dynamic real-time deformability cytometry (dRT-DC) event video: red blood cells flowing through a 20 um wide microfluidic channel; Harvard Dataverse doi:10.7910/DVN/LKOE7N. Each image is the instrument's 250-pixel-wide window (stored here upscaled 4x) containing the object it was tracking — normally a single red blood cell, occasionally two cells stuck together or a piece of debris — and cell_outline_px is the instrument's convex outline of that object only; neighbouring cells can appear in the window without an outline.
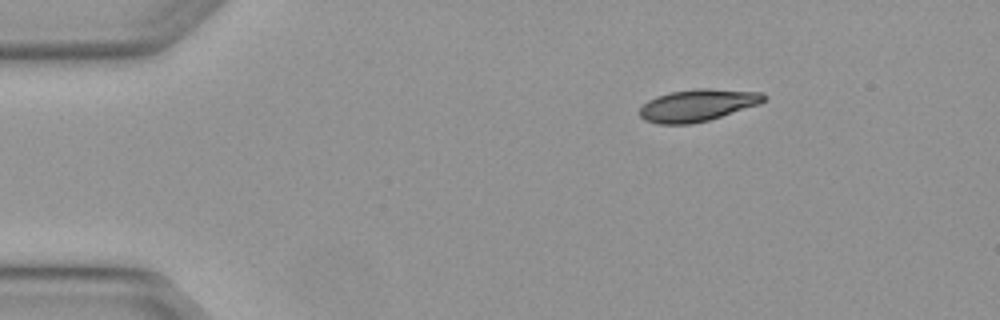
{"species": "Egyptian fruit bat (a non-hibernating species)", "species_latin": "Rousettus aegyptiacus", "temperature_condition": "warm", "stored_images_in_passage": 3, "camera_frame_rate_fps": 3000, "um_per_image_px": 0.085, "animal": {"sex": "female"}, "frame": {"image": 1, "passage_image": 1, "time_ms": 0.0, "image_size_px": [1000, 320], "cell_outline_px": [[768, 96], [760, 104], [708, 120], [692, 124], [656, 124], [644, 120], [640, 116], [640, 108], [648, 100], [656, 96], [668, 92], [696, 88], [708, 88], [764, 92]], "centroid_in_image_um": [59.3, 8.94], "position_along_channel_um": 25.7, "area_um2": 23.41}}
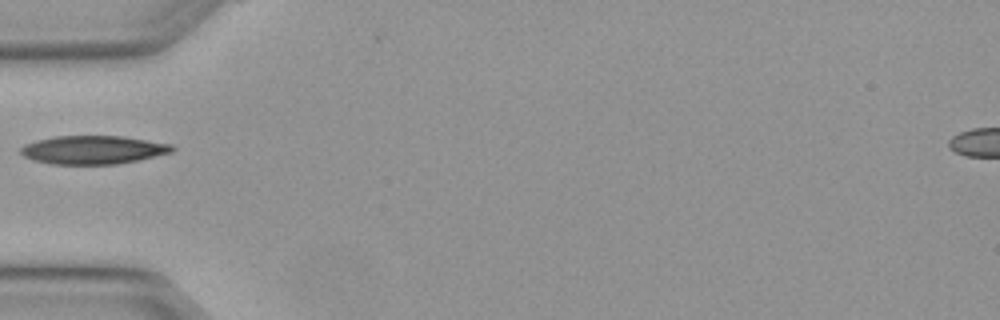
{"frame": {"image": 2, "passage_image": 3, "time_ms": 0.667, "image_size_px": [1000, 320], "cell_outline_px": [[176, 148], [172, 152], [140, 160], [116, 164], [52, 164], [32, 160], [24, 156], [20, 152], [20, 148], [24, 144], [36, 140], [56, 136], [124, 136], [172, 144]], "centroid_in_image_um": [7.93, 12.73], "position_along_channel_um": 77.1, "area_um2": 25.26}}